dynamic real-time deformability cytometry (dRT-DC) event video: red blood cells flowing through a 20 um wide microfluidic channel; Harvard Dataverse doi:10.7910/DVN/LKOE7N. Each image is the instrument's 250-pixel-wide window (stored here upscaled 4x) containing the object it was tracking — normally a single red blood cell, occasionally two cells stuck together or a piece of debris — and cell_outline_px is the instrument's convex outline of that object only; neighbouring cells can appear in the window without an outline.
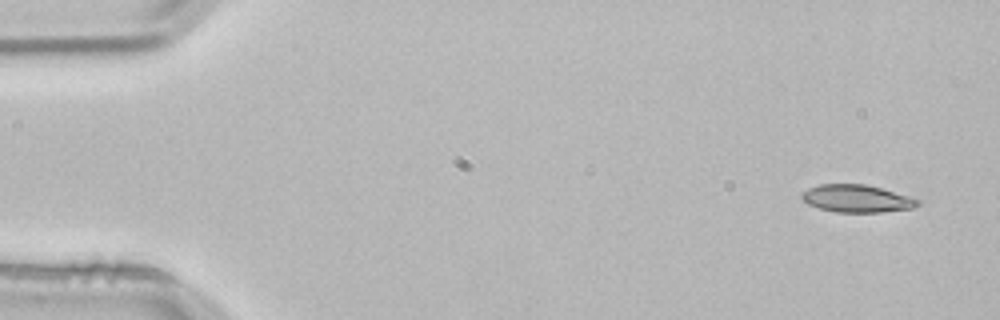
{"species": "common noctule bat (a hibernating species)", "species_latin": "Nyctalus noctula", "temperature_condition": "room temperature", "stored_images_in_passage": 3, "camera_frame_rate_fps": 3000, "um_per_image_px": 0.085, "animal": {"sex": "male", "body_mass_g": 21.5, "forearm_length_mm": 52.0}, "frame": {"image": 1, "passage_image": 1, "time_ms": 0.0, "image_size_px": [1000, 320], "cell_outline_px": [[920, 204], [912, 208], [880, 212], [836, 212], [820, 208], [808, 204], [800, 196], [800, 192], [808, 188], [820, 184], [864, 184], [880, 188], [908, 196], [920, 200]], "centroid_in_image_um": [72.79, 16.87], "position_along_channel_um": 12.2, "area_um2": 18.44}}
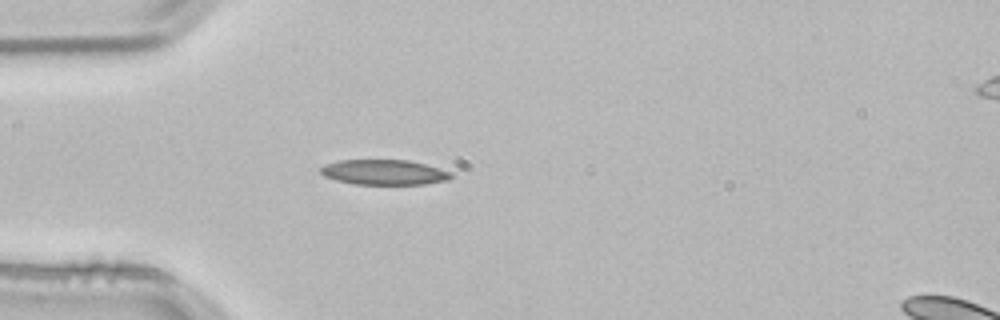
{"frame": {"image": 2, "passage_image": 3, "time_ms": 0.667, "image_size_px": [1000, 320], "cell_outline_px": [[452, 180], [424, 184], [356, 184], [336, 180], [324, 176], [320, 172], [320, 168], [324, 164], [340, 160], [408, 160], [424, 164], [452, 172]], "centroid_in_image_um": [32.66, 14.64], "position_along_channel_um": 52.3, "area_um2": 19.13}}